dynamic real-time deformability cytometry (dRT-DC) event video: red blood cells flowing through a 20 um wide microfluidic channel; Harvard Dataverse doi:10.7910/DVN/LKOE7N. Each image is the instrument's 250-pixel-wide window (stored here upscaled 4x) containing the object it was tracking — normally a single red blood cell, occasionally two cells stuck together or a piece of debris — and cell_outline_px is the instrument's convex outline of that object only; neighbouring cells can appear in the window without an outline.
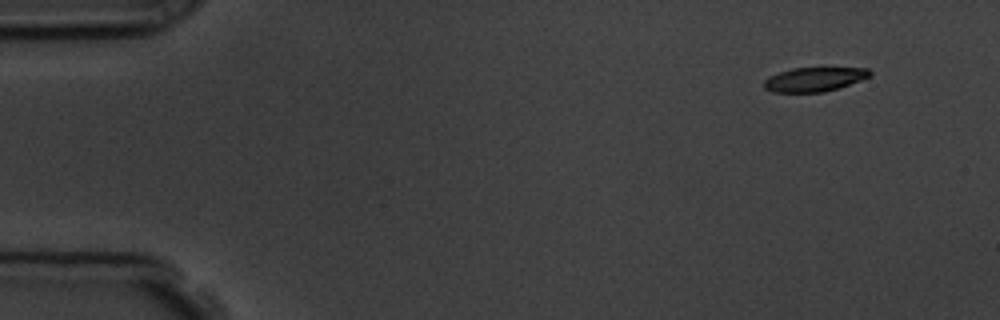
{"species": "common noctule bat (a hibernating species)", "species_latin": "Nyctalus noctula", "temperature_condition": "room temperature", "stored_images_in_passage": 7, "camera_frame_rate_fps": 3000, "um_per_image_px": 0.085, "animal": {"sex": "male", "body_mass_g": 19.5, "forearm_length_mm": 54.6}, "frame": {"image": 1, "passage_image": 1, "time_ms": 0.0, "image_size_px": [1000, 320], "cell_outline_px": [[872, 76], [840, 88], [824, 92], [772, 92], [764, 88], [764, 80], [768, 76], [792, 68], [868, 68], [872, 72]], "centroid_in_image_um": [69.24, 6.75], "position_along_channel_um": 15.8, "area_um2": 15.03}}
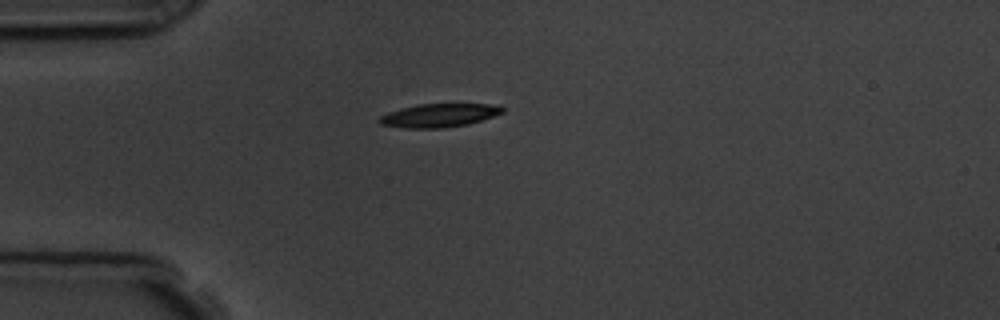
{"frame": {"image": 2, "passage_image": 4, "time_ms": 3.333, "image_size_px": [1000, 320], "cell_outline_px": [[504, 112], [468, 124], [444, 128], [404, 128], [380, 124], [376, 120], [380, 116], [388, 112], [400, 108], [416, 104], [488, 104], [504, 108]], "centroid_in_image_um": [37.24, 9.81], "position_along_channel_um": 47.8, "area_um2": 16.76}}
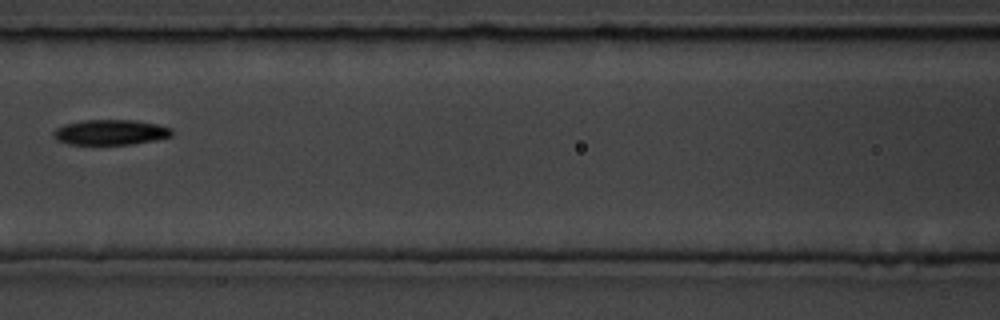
{"frame": {"image": 3, "passage_image": 7, "time_ms": 6.667, "image_size_px": [1000, 320], "cell_outline_px": [[172, 136], [156, 140], [132, 144], [68, 144], [56, 140], [52, 132], [56, 128], [64, 124], [84, 120], [136, 120], [156, 124], [172, 128]], "centroid_in_image_um": [9.39, 11.24], "position_along_channel_um": 157.2, "area_um2": 17.46}}